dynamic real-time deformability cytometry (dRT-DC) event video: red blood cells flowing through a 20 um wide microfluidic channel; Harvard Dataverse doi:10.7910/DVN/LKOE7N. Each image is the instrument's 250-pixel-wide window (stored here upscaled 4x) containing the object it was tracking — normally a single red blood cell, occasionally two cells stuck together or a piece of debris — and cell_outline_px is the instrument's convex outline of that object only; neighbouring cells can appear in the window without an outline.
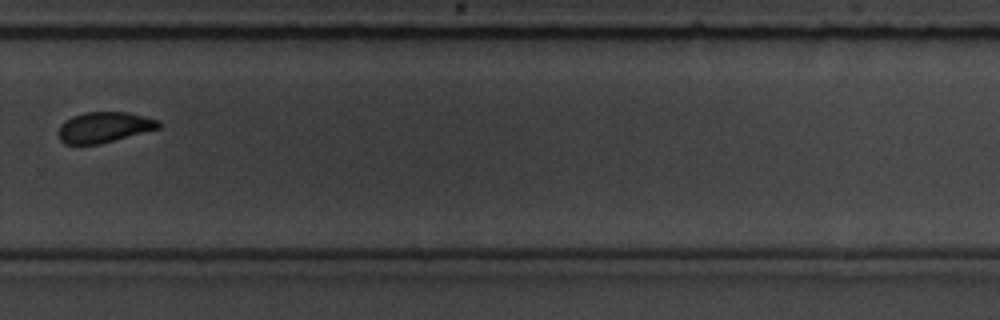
{"species": "common noctule bat (a hibernating species)", "species_latin": "Nyctalus noctula", "temperature_condition": "room temperature", "stored_images_in_passage": 15, "camera_frame_rate_fps": 3000, "um_per_image_px": 0.085, "animal": {"sex": "male", "body_mass_g": 19.5, "forearm_length_mm": 54.6}, "frame": {"image": 1, "passage_image": 11, "time_ms": 12.333, "image_size_px": [1000, 320], "cell_outline_px": [[164, 124], [160, 128], [100, 144], [64, 144], [60, 140], [56, 132], [60, 124], [64, 120], [72, 116], [84, 112], [128, 112], [160, 120]], "centroid_in_image_um": [8.84, 10.81], "position_along_channel_um": 321.0, "area_um2": 18.21}}
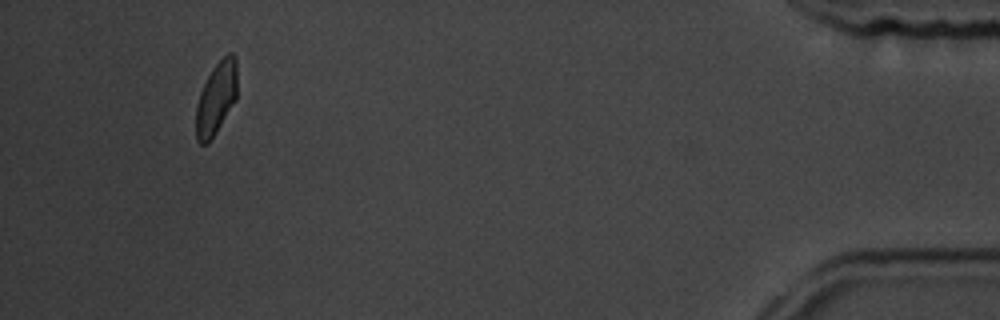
{"frame": {"image": 2, "passage_image": 15, "time_ms": 17.0, "image_size_px": [1000, 320], "cell_outline_px": [[236, 100], [208, 144], [200, 144], [196, 140], [196, 108], [200, 92], [212, 68], [228, 52], [232, 52], [236, 56]], "centroid_in_image_um": [18.37, 8.35], "position_along_channel_um": 416.8, "area_um2": 17.28}, "authors_computed_cell_mechanics": {"area_um2": 18.4382, "velocity_mm_per_s": 3.5467, "shape_relaxation_time_tau1_ms": 0.9038, "shape_relaxation_time_tau2_ms": 1.8232, "deformation_change_tau1": 0.0531, "deformation_change_tau2": 0.0331}}